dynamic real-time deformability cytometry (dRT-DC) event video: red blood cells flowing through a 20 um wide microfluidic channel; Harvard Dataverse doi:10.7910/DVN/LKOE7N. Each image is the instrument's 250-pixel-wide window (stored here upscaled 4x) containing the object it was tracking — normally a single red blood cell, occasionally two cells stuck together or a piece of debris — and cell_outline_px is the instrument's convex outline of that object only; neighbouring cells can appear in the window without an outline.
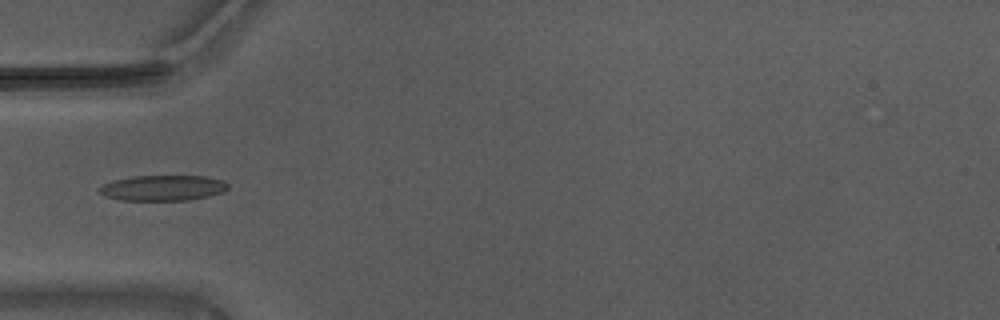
{"species": "Egyptian fruit bat (a non-hibernating species)", "species_latin": "Rousettus aegyptiacus", "temperature_condition": "warm", "stored_images_in_passage": 38, "camera_frame_rate_fps": 3000, "um_per_image_px": 0.085, "animal": {"sex": "male"}, "frame": {"image": 1, "passage_image": 1, "time_ms": 0.0, "image_size_px": [1000, 320], "cell_outline_px": [[228, 188], [224, 192], [208, 196], [188, 200], [120, 200], [104, 196], [96, 192], [96, 188], [112, 180], [132, 176], [204, 176], [224, 180], [228, 184]], "centroid_in_image_um": [13.8, 15.97], "position_along_channel_um": 71.2, "area_um2": 19.36}}
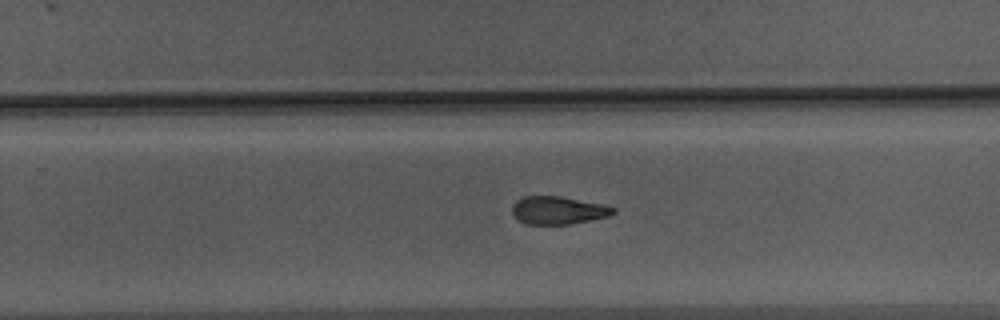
{"frame": {"image": 2, "passage_image": 18, "time_ms": 5.667, "image_size_px": [1000, 320], "cell_outline_px": [[616, 212], [608, 216], [592, 220], [572, 224], [524, 224], [512, 212], [512, 204], [516, 200], [524, 196], [560, 196], [604, 204], [616, 208]], "centroid_in_image_um": [47.46, 17.87], "position_along_channel_um": 282.3, "area_um2": 16.53}}
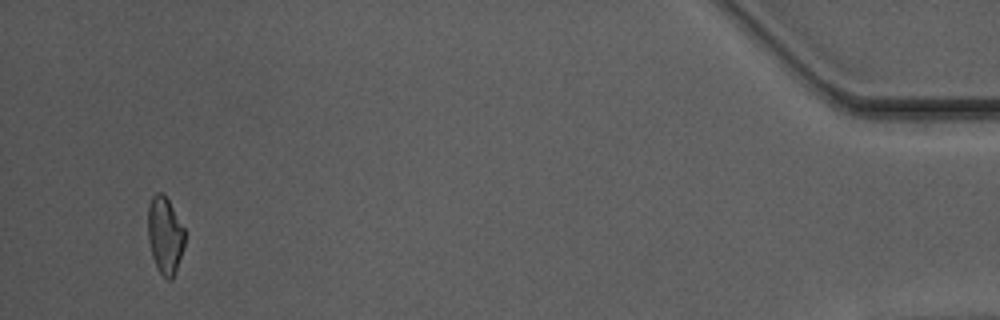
{"frame": {"image": 3, "passage_image": 36, "time_ms": 11.667, "image_size_px": [1000, 320], "cell_outline_px": [[184, 248], [176, 268], [172, 276], [168, 280], [156, 268], [152, 256], [148, 240], [148, 204], [152, 196], [156, 192], [164, 192], [184, 228]], "centroid_in_image_um": [14.0, 19.95], "position_along_channel_um": 421.2, "area_um2": 16.47}}